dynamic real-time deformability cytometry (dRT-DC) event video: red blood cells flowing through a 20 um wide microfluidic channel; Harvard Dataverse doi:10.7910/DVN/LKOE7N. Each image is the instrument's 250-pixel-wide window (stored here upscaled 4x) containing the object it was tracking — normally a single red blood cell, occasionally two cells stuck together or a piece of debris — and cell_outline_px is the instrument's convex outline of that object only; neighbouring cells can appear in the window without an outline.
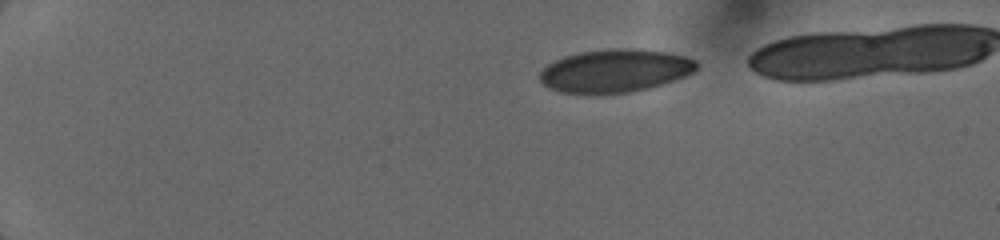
{"species": "human", "species_latin": "Homo sapiens", "temperature_condition": "cold", "stored_images_in_passage": 10, "camera_frame_rate_fps": 3000, "um_per_image_px": 0.085, "donor": {"sex": "female"}, "frame": {"image": 1, "passage_image": 1, "time_ms": 0.0, "image_size_px": [1000, 240], "cell_outline_px": [[700, 64], [692, 72], [684, 76], [648, 88], [628, 92], [560, 92], [544, 84], [540, 80], [540, 72], [548, 64], [564, 56], [580, 52], [608, 48], [624, 48], [664, 52], [684, 56], [696, 60]], "centroid_in_image_um": [52.28, 5.99], "position_along_channel_um": 32.7, "area_um2": 38.44}}
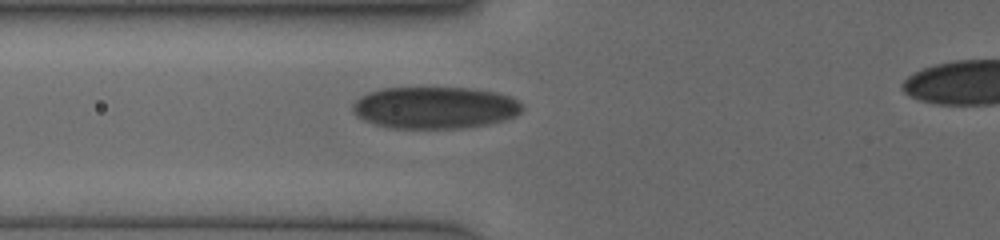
{"frame": {"image": 2, "passage_image": 6, "time_ms": 3.667, "image_size_px": [1000, 240], "cell_outline_px": [[524, 108], [516, 116], [488, 124], [460, 128], [392, 128], [376, 124], [360, 116], [352, 108], [356, 100], [368, 92], [384, 88], [468, 88], [496, 92], [508, 96], [516, 100]], "centroid_in_image_um": [37.0, 9.14], "position_along_channel_um": 88.8, "area_um2": 40.86}}
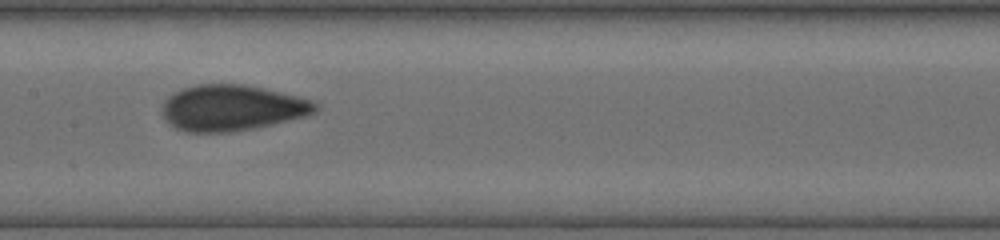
{"frame": {"image": 3, "passage_image": 9, "time_ms": 6.0, "image_size_px": [1000, 240], "cell_outline_px": [[320, 108], [316, 112], [308, 116], [256, 128], [232, 132], [184, 132], [168, 124], [164, 120], [160, 112], [160, 108], [164, 100], [172, 92], [196, 84], [244, 84], [264, 88], [316, 100], [320, 104]], "centroid_in_image_um": [19.73, 9.17], "position_along_channel_um": 187.7, "area_um2": 41.96}}